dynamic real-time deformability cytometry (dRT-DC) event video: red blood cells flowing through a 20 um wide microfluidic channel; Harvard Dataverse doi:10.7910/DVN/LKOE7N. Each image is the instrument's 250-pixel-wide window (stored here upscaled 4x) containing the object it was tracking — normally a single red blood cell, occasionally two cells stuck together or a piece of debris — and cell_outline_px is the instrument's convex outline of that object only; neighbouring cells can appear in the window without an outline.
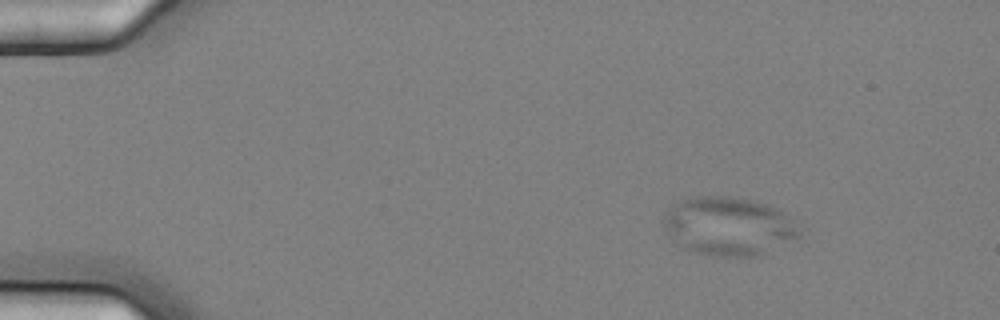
{"species": "common noctule bat (a hibernating species)", "species_latin": "Nyctalus noctula", "temperature_condition": "cold", "stored_images_in_passage": 6, "camera_frame_rate_fps": 3000, "um_per_image_px": 0.085, "animal": {"sex": "female", "body_mass_g": 25.1}, "frame": {"image": 1, "passage_image": 3, "time_ms": 0.667, "image_size_px": [1000, 320], "cell_outline_px": [[800, 236], [760, 256], [712, 256], [696, 252], [684, 248], [668, 236], [664, 224], [664, 216], [668, 208], [684, 200], [696, 196], [740, 196], [776, 208], [800, 232]], "centroid_in_image_um": [61.87, 19.23], "position_along_channel_um": 23.1, "area_um2": 45.66}}